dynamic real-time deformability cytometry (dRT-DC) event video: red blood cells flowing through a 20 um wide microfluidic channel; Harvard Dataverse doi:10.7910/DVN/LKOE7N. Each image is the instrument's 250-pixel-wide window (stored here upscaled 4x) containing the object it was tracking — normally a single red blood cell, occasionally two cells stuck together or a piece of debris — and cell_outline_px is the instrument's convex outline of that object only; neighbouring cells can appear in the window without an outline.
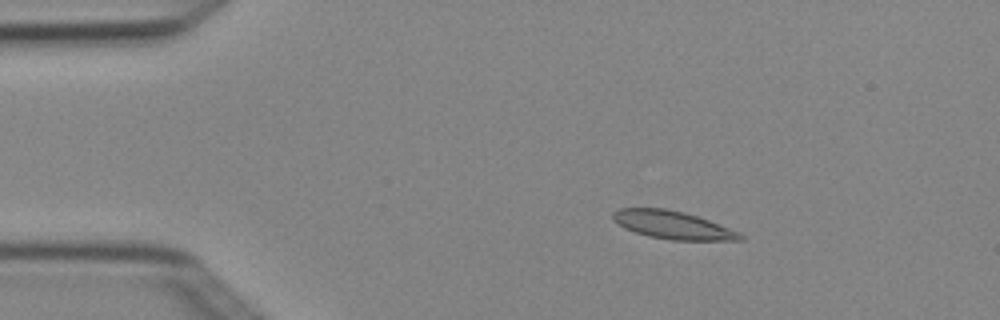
{"species": "Egyptian fruit bat (a non-hibernating species)", "species_latin": "Rousettus aegyptiacus", "temperature_condition": "cold", "stored_images_in_passage": 5, "camera_frame_rate_fps": 3000, "um_per_image_px": 0.085, "animal": {"sex": "female"}, "frame": {"image": 1, "passage_image": 2, "time_ms": 0.333, "image_size_px": [1000, 320], "cell_outline_px": [[744, 240], [672, 240], [648, 236], [624, 228], [612, 216], [612, 212], [620, 208], [664, 208], [684, 212], [708, 220], [740, 232], [744, 236]], "centroid_in_image_um": [57.2, 19.12], "position_along_channel_um": 27.8, "area_um2": 20.52}}
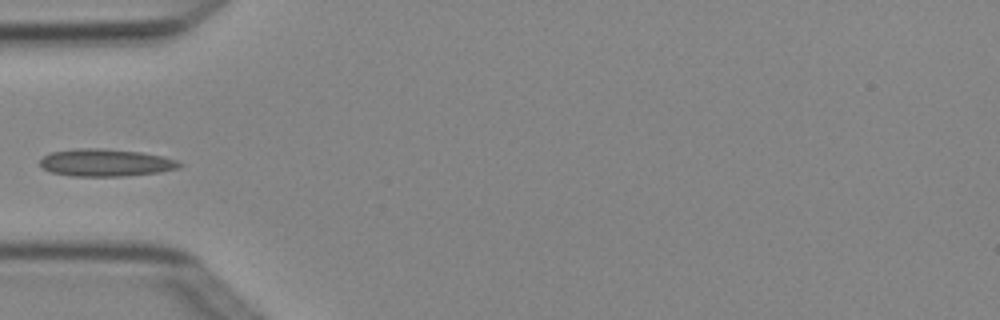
{"frame": {"image": 2, "passage_image": 4, "time_ms": 1.0, "image_size_px": [1000, 320], "cell_outline_px": [[184, 164], [180, 168], [160, 172], [124, 176], [72, 176], [52, 172], [44, 168], [40, 164], [40, 160], [44, 156], [52, 152], [76, 148], [100, 148], [140, 152], [164, 156], [176, 160]], "centroid_in_image_um": [9.03, 13.82], "position_along_channel_um": 76.0, "area_um2": 22.25}}
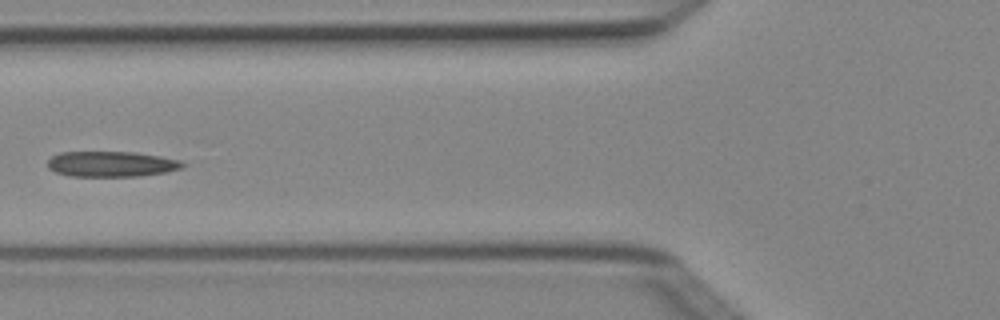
{"frame": {"image": 3, "passage_image": 5, "time_ms": 1.333, "image_size_px": [1000, 320], "cell_outline_px": [[184, 168], [164, 172], [140, 176], [68, 176], [56, 172], [48, 168], [48, 160], [52, 156], [60, 152], [136, 152], [160, 156], [180, 160], [184, 164]], "centroid_in_image_um": [9.46, 13.94], "position_along_channel_um": 116.3, "area_um2": 20.06}}